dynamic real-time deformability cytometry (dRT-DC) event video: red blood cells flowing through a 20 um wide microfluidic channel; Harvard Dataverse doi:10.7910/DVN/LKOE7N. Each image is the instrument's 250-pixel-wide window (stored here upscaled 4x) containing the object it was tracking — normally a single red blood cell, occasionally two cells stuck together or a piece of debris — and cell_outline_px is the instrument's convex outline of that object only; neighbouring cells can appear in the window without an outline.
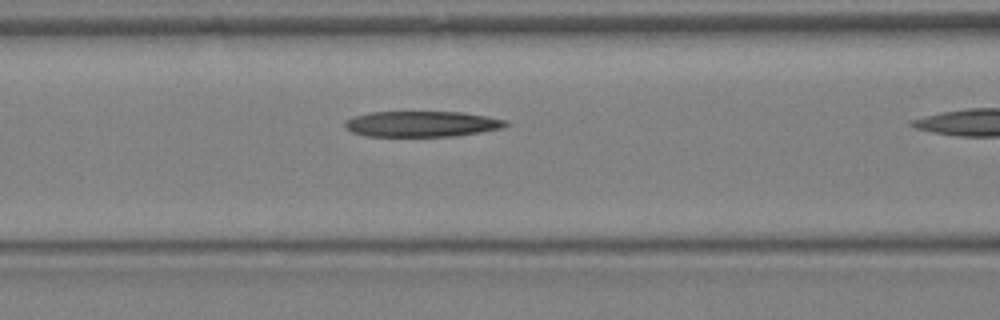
{"species": "Egyptian fruit bat (a non-hibernating species)", "species_latin": "Rousettus aegyptiacus", "temperature_condition": "warm", "stored_images_in_passage": 8, "camera_frame_rate_fps": 3000, "um_per_image_px": 0.085, "animal": {"sex": "female"}, "frame": {"image": 1, "passage_image": 7, "time_ms": 2.0, "image_size_px": [1000, 320], "cell_outline_px": [[508, 124], [504, 128], [456, 136], [364, 136], [352, 132], [344, 124], [348, 120], [356, 116], [372, 112], [460, 112], [488, 116], [508, 120]], "centroid_in_image_um": [35.92, 10.54], "position_along_channel_um": 130.7, "area_um2": 23.99}}